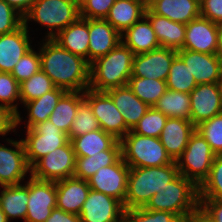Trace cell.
I'll return each mask as SVG.
<instances>
[{
  "instance_id": "8d00e7d4",
  "label": "cell",
  "mask_w": 222,
  "mask_h": 222,
  "mask_svg": "<svg viewBox=\"0 0 222 222\" xmlns=\"http://www.w3.org/2000/svg\"><path fill=\"white\" fill-rule=\"evenodd\" d=\"M55 87L52 79L40 69L28 80L20 83V103L24 105L26 102L38 99Z\"/></svg>"
},
{
  "instance_id": "7c38bea8",
  "label": "cell",
  "mask_w": 222,
  "mask_h": 222,
  "mask_svg": "<svg viewBox=\"0 0 222 222\" xmlns=\"http://www.w3.org/2000/svg\"><path fill=\"white\" fill-rule=\"evenodd\" d=\"M129 169L130 167L121 157L115 164L98 169L87 180L89 187L94 191L102 192L119 200L124 205Z\"/></svg>"
},
{
  "instance_id": "d4e9b609",
  "label": "cell",
  "mask_w": 222,
  "mask_h": 222,
  "mask_svg": "<svg viewBox=\"0 0 222 222\" xmlns=\"http://www.w3.org/2000/svg\"><path fill=\"white\" fill-rule=\"evenodd\" d=\"M52 39L69 52L88 61L89 19L79 17Z\"/></svg>"
},
{
  "instance_id": "44dd1931",
  "label": "cell",
  "mask_w": 222,
  "mask_h": 222,
  "mask_svg": "<svg viewBox=\"0 0 222 222\" xmlns=\"http://www.w3.org/2000/svg\"><path fill=\"white\" fill-rule=\"evenodd\" d=\"M196 126L182 118H168L159 137L165 147L166 153L173 161H176L185 150Z\"/></svg>"
},
{
  "instance_id": "f546056e",
  "label": "cell",
  "mask_w": 222,
  "mask_h": 222,
  "mask_svg": "<svg viewBox=\"0 0 222 222\" xmlns=\"http://www.w3.org/2000/svg\"><path fill=\"white\" fill-rule=\"evenodd\" d=\"M121 155V143L118 140L109 150H103L89 157H76L73 177L88 180L98 169L115 164Z\"/></svg>"
},
{
  "instance_id": "db71d44e",
  "label": "cell",
  "mask_w": 222,
  "mask_h": 222,
  "mask_svg": "<svg viewBox=\"0 0 222 222\" xmlns=\"http://www.w3.org/2000/svg\"><path fill=\"white\" fill-rule=\"evenodd\" d=\"M186 222H210L199 211L193 214Z\"/></svg>"
},
{
  "instance_id": "6f0895ef",
  "label": "cell",
  "mask_w": 222,
  "mask_h": 222,
  "mask_svg": "<svg viewBox=\"0 0 222 222\" xmlns=\"http://www.w3.org/2000/svg\"><path fill=\"white\" fill-rule=\"evenodd\" d=\"M219 85L222 87V58H220Z\"/></svg>"
},
{
  "instance_id": "f5cc1de1",
  "label": "cell",
  "mask_w": 222,
  "mask_h": 222,
  "mask_svg": "<svg viewBox=\"0 0 222 222\" xmlns=\"http://www.w3.org/2000/svg\"><path fill=\"white\" fill-rule=\"evenodd\" d=\"M217 55L222 58V23L218 24V46Z\"/></svg>"
},
{
  "instance_id": "4fadbf2b",
  "label": "cell",
  "mask_w": 222,
  "mask_h": 222,
  "mask_svg": "<svg viewBox=\"0 0 222 222\" xmlns=\"http://www.w3.org/2000/svg\"><path fill=\"white\" fill-rule=\"evenodd\" d=\"M189 95L190 121L195 126L222 113V87L219 83L197 84Z\"/></svg>"
},
{
  "instance_id": "11a10c76",
  "label": "cell",
  "mask_w": 222,
  "mask_h": 222,
  "mask_svg": "<svg viewBox=\"0 0 222 222\" xmlns=\"http://www.w3.org/2000/svg\"><path fill=\"white\" fill-rule=\"evenodd\" d=\"M157 1H159V0H142L146 9H149Z\"/></svg>"
},
{
  "instance_id": "9f6ffc18",
  "label": "cell",
  "mask_w": 222,
  "mask_h": 222,
  "mask_svg": "<svg viewBox=\"0 0 222 222\" xmlns=\"http://www.w3.org/2000/svg\"><path fill=\"white\" fill-rule=\"evenodd\" d=\"M73 3L81 9L88 0H72Z\"/></svg>"
},
{
  "instance_id": "f907efd6",
  "label": "cell",
  "mask_w": 222,
  "mask_h": 222,
  "mask_svg": "<svg viewBox=\"0 0 222 222\" xmlns=\"http://www.w3.org/2000/svg\"><path fill=\"white\" fill-rule=\"evenodd\" d=\"M45 222H81V218L77 214L65 212L56 207Z\"/></svg>"
},
{
  "instance_id": "cb8c5ba5",
  "label": "cell",
  "mask_w": 222,
  "mask_h": 222,
  "mask_svg": "<svg viewBox=\"0 0 222 222\" xmlns=\"http://www.w3.org/2000/svg\"><path fill=\"white\" fill-rule=\"evenodd\" d=\"M145 17L149 20L160 47L171 48L176 51L183 48L186 33L185 24L156 15L150 9H146Z\"/></svg>"
},
{
  "instance_id": "9a60e30c",
  "label": "cell",
  "mask_w": 222,
  "mask_h": 222,
  "mask_svg": "<svg viewBox=\"0 0 222 222\" xmlns=\"http://www.w3.org/2000/svg\"><path fill=\"white\" fill-rule=\"evenodd\" d=\"M177 51L159 47L133 57L132 76L166 81Z\"/></svg>"
},
{
  "instance_id": "836d02e7",
  "label": "cell",
  "mask_w": 222,
  "mask_h": 222,
  "mask_svg": "<svg viewBox=\"0 0 222 222\" xmlns=\"http://www.w3.org/2000/svg\"><path fill=\"white\" fill-rule=\"evenodd\" d=\"M168 118L190 120V95L168 89L153 106Z\"/></svg>"
},
{
  "instance_id": "4dcf8cb0",
  "label": "cell",
  "mask_w": 222,
  "mask_h": 222,
  "mask_svg": "<svg viewBox=\"0 0 222 222\" xmlns=\"http://www.w3.org/2000/svg\"><path fill=\"white\" fill-rule=\"evenodd\" d=\"M66 92L65 89L55 87L53 90L46 92L41 97L35 100L26 102L23 106L27 109V123L26 129L33 128L40 122H45L57 106L61 96Z\"/></svg>"
},
{
  "instance_id": "7402d4cb",
  "label": "cell",
  "mask_w": 222,
  "mask_h": 222,
  "mask_svg": "<svg viewBox=\"0 0 222 222\" xmlns=\"http://www.w3.org/2000/svg\"><path fill=\"white\" fill-rule=\"evenodd\" d=\"M56 191V207L65 212L79 215L90 192V187L87 180L69 177L56 181Z\"/></svg>"
},
{
  "instance_id": "b9f144b4",
  "label": "cell",
  "mask_w": 222,
  "mask_h": 222,
  "mask_svg": "<svg viewBox=\"0 0 222 222\" xmlns=\"http://www.w3.org/2000/svg\"><path fill=\"white\" fill-rule=\"evenodd\" d=\"M121 222H183L177 215L167 211L145 208L124 209Z\"/></svg>"
},
{
  "instance_id": "ffe728a7",
  "label": "cell",
  "mask_w": 222,
  "mask_h": 222,
  "mask_svg": "<svg viewBox=\"0 0 222 222\" xmlns=\"http://www.w3.org/2000/svg\"><path fill=\"white\" fill-rule=\"evenodd\" d=\"M177 55L185 62L197 84L219 83L220 58L217 54L180 49Z\"/></svg>"
},
{
  "instance_id": "2e32d148",
  "label": "cell",
  "mask_w": 222,
  "mask_h": 222,
  "mask_svg": "<svg viewBox=\"0 0 222 222\" xmlns=\"http://www.w3.org/2000/svg\"><path fill=\"white\" fill-rule=\"evenodd\" d=\"M123 211L119 200L90 189L79 216L81 222H121Z\"/></svg>"
},
{
  "instance_id": "681fc988",
  "label": "cell",
  "mask_w": 222,
  "mask_h": 222,
  "mask_svg": "<svg viewBox=\"0 0 222 222\" xmlns=\"http://www.w3.org/2000/svg\"><path fill=\"white\" fill-rule=\"evenodd\" d=\"M17 128V114L9 107L0 104V135L6 136L9 132H15Z\"/></svg>"
},
{
  "instance_id": "3957f363",
  "label": "cell",
  "mask_w": 222,
  "mask_h": 222,
  "mask_svg": "<svg viewBox=\"0 0 222 222\" xmlns=\"http://www.w3.org/2000/svg\"><path fill=\"white\" fill-rule=\"evenodd\" d=\"M178 174L176 161L160 167L130 168L124 209L144 208L151 197Z\"/></svg>"
},
{
  "instance_id": "9c48e42d",
  "label": "cell",
  "mask_w": 222,
  "mask_h": 222,
  "mask_svg": "<svg viewBox=\"0 0 222 222\" xmlns=\"http://www.w3.org/2000/svg\"><path fill=\"white\" fill-rule=\"evenodd\" d=\"M76 164V155L71 141L56 148L32 167L30 176L42 181H59L73 177Z\"/></svg>"
},
{
  "instance_id": "83f0119b",
  "label": "cell",
  "mask_w": 222,
  "mask_h": 222,
  "mask_svg": "<svg viewBox=\"0 0 222 222\" xmlns=\"http://www.w3.org/2000/svg\"><path fill=\"white\" fill-rule=\"evenodd\" d=\"M0 209L9 222L13 219H26L29 200V180L18 185L0 186Z\"/></svg>"
},
{
  "instance_id": "6da1fadb",
  "label": "cell",
  "mask_w": 222,
  "mask_h": 222,
  "mask_svg": "<svg viewBox=\"0 0 222 222\" xmlns=\"http://www.w3.org/2000/svg\"><path fill=\"white\" fill-rule=\"evenodd\" d=\"M39 56L41 70L54 85L66 91L84 92L89 88L90 63L61 47L53 39L43 38Z\"/></svg>"
},
{
  "instance_id": "c3c4849f",
  "label": "cell",
  "mask_w": 222,
  "mask_h": 222,
  "mask_svg": "<svg viewBox=\"0 0 222 222\" xmlns=\"http://www.w3.org/2000/svg\"><path fill=\"white\" fill-rule=\"evenodd\" d=\"M200 6L202 17L216 24L222 23V0H202Z\"/></svg>"
},
{
  "instance_id": "ab89813d",
  "label": "cell",
  "mask_w": 222,
  "mask_h": 222,
  "mask_svg": "<svg viewBox=\"0 0 222 222\" xmlns=\"http://www.w3.org/2000/svg\"><path fill=\"white\" fill-rule=\"evenodd\" d=\"M18 102H20V84L11 73L0 72V104L9 107L17 114V126L22 122L23 118L18 110V105L20 104Z\"/></svg>"
},
{
  "instance_id": "bcb514c9",
  "label": "cell",
  "mask_w": 222,
  "mask_h": 222,
  "mask_svg": "<svg viewBox=\"0 0 222 222\" xmlns=\"http://www.w3.org/2000/svg\"><path fill=\"white\" fill-rule=\"evenodd\" d=\"M116 0H88L80 9L84 19H105Z\"/></svg>"
},
{
  "instance_id": "e575fe53",
  "label": "cell",
  "mask_w": 222,
  "mask_h": 222,
  "mask_svg": "<svg viewBox=\"0 0 222 222\" xmlns=\"http://www.w3.org/2000/svg\"><path fill=\"white\" fill-rule=\"evenodd\" d=\"M128 86L133 93L149 107H153L168 90L166 81L131 76Z\"/></svg>"
},
{
  "instance_id": "4316f807",
  "label": "cell",
  "mask_w": 222,
  "mask_h": 222,
  "mask_svg": "<svg viewBox=\"0 0 222 222\" xmlns=\"http://www.w3.org/2000/svg\"><path fill=\"white\" fill-rule=\"evenodd\" d=\"M121 41L134 55L147 53L160 47L156 34L145 16L121 34Z\"/></svg>"
},
{
  "instance_id": "f35d334b",
  "label": "cell",
  "mask_w": 222,
  "mask_h": 222,
  "mask_svg": "<svg viewBox=\"0 0 222 222\" xmlns=\"http://www.w3.org/2000/svg\"><path fill=\"white\" fill-rule=\"evenodd\" d=\"M199 199L222 200V155H216L208 177L198 187Z\"/></svg>"
},
{
  "instance_id": "1f68e13d",
  "label": "cell",
  "mask_w": 222,
  "mask_h": 222,
  "mask_svg": "<svg viewBox=\"0 0 222 222\" xmlns=\"http://www.w3.org/2000/svg\"><path fill=\"white\" fill-rule=\"evenodd\" d=\"M118 140L101 128L85 133L71 140L76 157H89L103 150H109Z\"/></svg>"
},
{
  "instance_id": "8fae6325",
  "label": "cell",
  "mask_w": 222,
  "mask_h": 222,
  "mask_svg": "<svg viewBox=\"0 0 222 222\" xmlns=\"http://www.w3.org/2000/svg\"><path fill=\"white\" fill-rule=\"evenodd\" d=\"M6 141L11 148L0 143V186L18 185L23 183L26 174L30 176L31 168L26 160L22 139L6 138Z\"/></svg>"
},
{
  "instance_id": "7dc6e473",
  "label": "cell",
  "mask_w": 222,
  "mask_h": 222,
  "mask_svg": "<svg viewBox=\"0 0 222 222\" xmlns=\"http://www.w3.org/2000/svg\"><path fill=\"white\" fill-rule=\"evenodd\" d=\"M199 212L210 222H222V200L199 199Z\"/></svg>"
},
{
  "instance_id": "7a4b0ae2",
  "label": "cell",
  "mask_w": 222,
  "mask_h": 222,
  "mask_svg": "<svg viewBox=\"0 0 222 222\" xmlns=\"http://www.w3.org/2000/svg\"><path fill=\"white\" fill-rule=\"evenodd\" d=\"M134 53L122 41L107 55L90 63L89 88L107 91L128 85L132 76Z\"/></svg>"
},
{
  "instance_id": "e0dca14e",
  "label": "cell",
  "mask_w": 222,
  "mask_h": 222,
  "mask_svg": "<svg viewBox=\"0 0 222 222\" xmlns=\"http://www.w3.org/2000/svg\"><path fill=\"white\" fill-rule=\"evenodd\" d=\"M218 24L199 16L186 24L182 49L200 53L217 54Z\"/></svg>"
},
{
  "instance_id": "5b68a950",
  "label": "cell",
  "mask_w": 222,
  "mask_h": 222,
  "mask_svg": "<svg viewBox=\"0 0 222 222\" xmlns=\"http://www.w3.org/2000/svg\"><path fill=\"white\" fill-rule=\"evenodd\" d=\"M79 17L80 9L72 0H36L24 15V24L37 22L48 28L44 38L52 39Z\"/></svg>"
},
{
  "instance_id": "f6af8a7d",
  "label": "cell",
  "mask_w": 222,
  "mask_h": 222,
  "mask_svg": "<svg viewBox=\"0 0 222 222\" xmlns=\"http://www.w3.org/2000/svg\"><path fill=\"white\" fill-rule=\"evenodd\" d=\"M24 24V16L4 0H0V35L14 32Z\"/></svg>"
},
{
  "instance_id": "d6986e66",
  "label": "cell",
  "mask_w": 222,
  "mask_h": 222,
  "mask_svg": "<svg viewBox=\"0 0 222 222\" xmlns=\"http://www.w3.org/2000/svg\"><path fill=\"white\" fill-rule=\"evenodd\" d=\"M120 42L121 34L105 19H89V63L107 55Z\"/></svg>"
},
{
  "instance_id": "7bdbcfd3",
  "label": "cell",
  "mask_w": 222,
  "mask_h": 222,
  "mask_svg": "<svg viewBox=\"0 0 222 222\" xmlns=\"http://www.w3.org/2000/svg\"><path fill=\"white\" fill-rule=\"evenodd\" d=\"M216 155H222V113L196 126Z\"/></svg>"
},
{
  "instance_id": "d6a6232c",
  "label": "cell",
  "mask_w": 222,
  "mask_h": 222,
  "mask_svg": "<svg viewBox=\"0 0 222 222\" xmlns=\"http://www.w3.org/2000/svg\"><path fill=\"white\" fill-rule=\"evenodd\" d=\"M84 98V92L66 91L49 116V119L58 129L69 137V130L77 114L78 103Z\"/></svg>"
},
{
  "instance_id": "484cf974",
  "label": "cell",
  "mask_w": 222,
  "mask_h": 222,
  "mask_svg": "<svg viewBox=\"0 0 222 222\" xmlns=\"http://www.w3.org/2000/svg\"><path fill=\"white\" fill-rule=\"evenodd\" d=\"M149 9L156 15L185 25L201 16L199 0H159Z\"/></svg>"
},
{
  "instance_id": "f1b7e54d",
  "label": "cell",
  "mask_w": 222,
  "mask_h": 222,
  "mask_svg": "<svg viewBox=\"0 0 222 222\" xmlns=\"http://www.w3.org/2000/svg\"><path fill=\"white\" fill-rule=\"evenodd\" d=\"M142 0H116L105 18L120 34L145 16Z\"/></svg>"
},
{
  "instance_id": "8992f818",
  "label": "cell",
  "mask_w": 222,
  "mask_h": 222,
  "mask_svg": "<svg viewBox=\"0 0 222 222\" xmlns=\"http://www.w3.org/2000/svg\"><path fill=\"white\" fill-rule=\"evenodd\" d=\"M120 143L123 161L130 168L160 167L173 162L159 138L139 135L130 130Z\"/></svg>"
},
{
  "instance_id": "30bf717a",
  "label": "cell",
  "mask_w": 222,
  "mask_h": 222,
  "mask_svg": "<svg viewBox=\"0 0 222 222\" xmlns=\"http://www.w3.org/2000/svg\"><path fill=\"white\" fill-rule=\"evenodd\" d=\"M84 98L89 102L99 127L104 132L121 140L130 131L124 122L122 113L105 91H95L88 88L84 91Z\"/></svg>"
},
{
  "instance_id": "816d5d0a",
  "label": "cell",
  "mask_w": 222,
  "mask_h": 222,
  "mask_svg": "<svg viewBox=\"0 0 222 222\" xmlns=\"http://www.w3.org/2000/svg\"><path fill=\"white\" fill-rule=\"evenodd\" d=\"M14 9H16L21 15H25L31 8L32 4L36 0H4Z\"/></svg>"
},
{
  "instance_id": "60d3db41",
  "label": "cell",
  "mask_w": 222,
  "mask_h": 222,
  "mask_svg": "<svg viewBox=\"0 0 222 222\" xmlns=\"http://www.w3.org/2000/svg\"><path fill=\"white\" fill-rule=\"evenodd\" d=\"M167 119L168 117L160 111L150 107L131 131L139 135L159 138Z\"/></svg>"
},
{
  "instance_id": "ba28073f",
  "label": "cell",
  "mask_w": 222,
  "mask_h": 222,
  "mask_svg": "<svg viewBox=\"0 0 222 222\" xmlns=\"http://www.w3.org/2000/svg\"><path fill=\"white\" fill-rule=\"evenodd\" d=\"M25 130L26 136L22 142L30 168L45 155L70 141L68 135L58 129L50 120L40 122L33 128Z\"/></svg>"
},
{
  "instance_id": "603a6c76",
  "label": "cell",
  "mask_w": 222,
  "mask_h": 222,
  "mask_svg": "<svg viewBox=\"0 0 222 222\" xmlns=\"http://www.w3.org/2000/svg\"><path fill=\"white\" fill-rule=\"evenodd\" d=\"M122 113L126 126L132 130L150 108L141 101L128 85L105 91Z\"/></svg>"
},
{
  "instance_id": "ee69618b",
  "label": "cell",
  "mask_w": 222,
  "mask_h": 222,
  "mask_svg": "<svg viewBox=\"0 0 222 222\" xmlns=\"http://www.w3.org/2000/svg\"><path fill=\"white\" fill-rule=\"evenodd\" d=\"M41 69L40 67V56L38 52L32 48L14 66L11 75L20 84L25 80H28L32 75L37 73Z\"/></svg>"
},
{
  "instance_id": "5bb4252c",
  "label": "cell",
  "mask_w": 222,
  "mask_h": 222,
  "mask_svg": "<svg viewBox=\"0 0 222 222\" xmlns=\"http://www.w3.org/2000/svg\"><path fill=\"white\" fill-rule=\"evenodd\" d=\"M56 205V182L42 181L30 176L29 200L24 222H45Z\"/></svg>"
},
{
  "instance_id": "52a82bcc",
  "label": "cell",
  "mask_w": 222,
  "mask_h": 222,
  "mask_svg": "<svg viewBox=\"0 0 222 222\" xmlns=\"http://www.w3.org/2000/svg\"><path fill=\"white\" fill-rule=\"evenodd\" d=\"M215 156L208 142L195 130L183 154L176 160L178 172L199 187L208 177Z\"/></svg>"
},
{
  "instance_id": "74e56055",
  "label": "cell",
  "mask_w": 222,
  "mask_h": 222,
  "mask_svg": "<svg viewBox=\"0 0 222 222\" xmlns=\"http://www.w3.org/2000/svg\"><path fill=\"white\" fill-rule=\"evenodd\" d=\"M100 129L97 118L94 116L89 102L83 98L77 107V114L69 130V140Z\"/></svg>"
},
{
  "instance_id": "680465c9",
  "label": "cell",
  "mask_w": 222,
  "mask_h": 222,
  "mask_svg": "<svg viewBox=\"0 0 222 222\" xmlns=\"http://www.w3.org/2000/svg\"><path fill=\"white\" fill-rule=\"evenodd\" d=\"M0 222H9L6 215L3 213L1 209H0Z\"/></svg>"
},
{
  "instance_id": "ac0fdd59",
  "label": "cell",
  "mask_w": 222,
  "mask_h": 222,
  "mask_svg": "<svg viewBox=\"0 0 222 222\" xmlns=\"http://www.w3.org/2000/svg\"><path fill=\"white\" fill-rule=\"evenodd\" d=\"M29 28L23 24L14 32L0 35V72L11 73L20 58L33 48Z\"/></svg>"
},
{
  "instance_id": "d590c367",
  "label": "cell",
  "mask_w": 222,
  "mask_h": 222,
  "mask_svg": "<svg viewBox=\"0 0 222 222\" xmlns=\"http://www.w3.org/2000/svg\"><path fill=\"white\" fill-rule=\"evenodd\" d=\"M166 84L167 89L188 94L197 86L194 76L178 55L171 64Z\"/></svg>"
},
{
  "instance_id": "277c9868",
  "label": "cell",
  "mask_w": 222,
  "mask_h": 222,
  "mask_svg": "<svg viewBox=\"0 0 222 222\" xmlns=\"http://www.w3.org/2000/svg\"><path fill=\"white\" fill-rule=\"evenodd\" d=\"M144 208L171 212L186 222L199 211L198 187L191 180L178 174L165 187L157 191Z\"/></svg>"
}]
</instances>
